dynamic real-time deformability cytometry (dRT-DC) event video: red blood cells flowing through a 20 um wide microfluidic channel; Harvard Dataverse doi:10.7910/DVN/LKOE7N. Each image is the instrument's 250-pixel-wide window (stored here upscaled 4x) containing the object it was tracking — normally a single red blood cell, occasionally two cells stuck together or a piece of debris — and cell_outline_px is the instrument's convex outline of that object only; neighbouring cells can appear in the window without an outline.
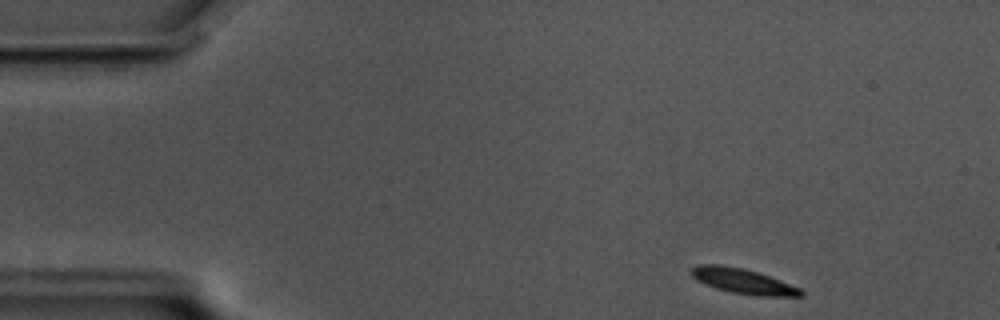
{"species": "common noctule bat (a hibernating species)", "species_latin": "Nyctalus noctula", "temperature_condition": "cold", "stored_images_in_passage": 52, "camera_frame_rate_fps": 3000, "um_per_image_px": 0.085, "animal": {"sex": "male", "body_mass_g": 17.5, "forearm_length_mm": 52.3}, "frame": {"image": 1, "passage_image": 1, "time_ms": 0.0, "image_size_px": [1000, 320], "cell_outline_px": [[804, 296], [760, 296], [732, 292], [716, 288], [704, 284], [696, 280], [688, 272], [696, 264], [720, 264], [744, 268], [768, 276], [800, 288], [804, 292]], "centroid_in_image_um": [63.1, 23.88], "position_along_channel_um": 21.9, "area_um2": 16.01}}
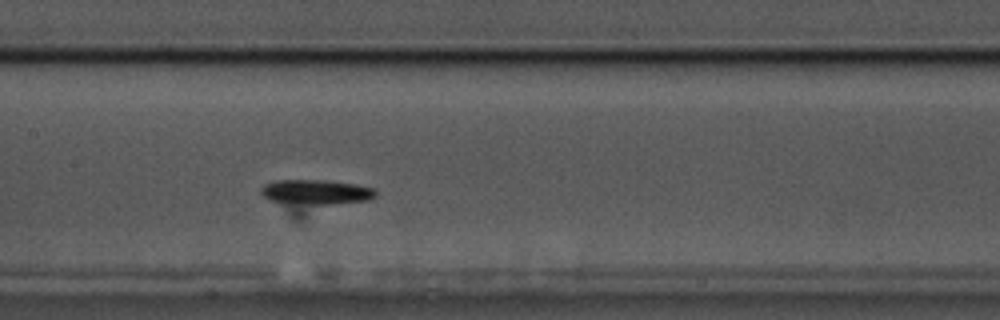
{"frame": {"image": 2, "passage_image": 22, "time_ms": 7.0, "image_size_px": [1000, 320], "cell_outline_px": [[376, 196], [368, 200], [332, 204], [308, 204], [268, 200], [260, 192], [260, 188], [264, 184], [272, 180], [328, 180], [356, 184], [372, 188], [376, 192]], "centroid_in_image_um": [26.84, 16.3], "position_along_channel_um": 180.6, "area_um2": 16.53}}
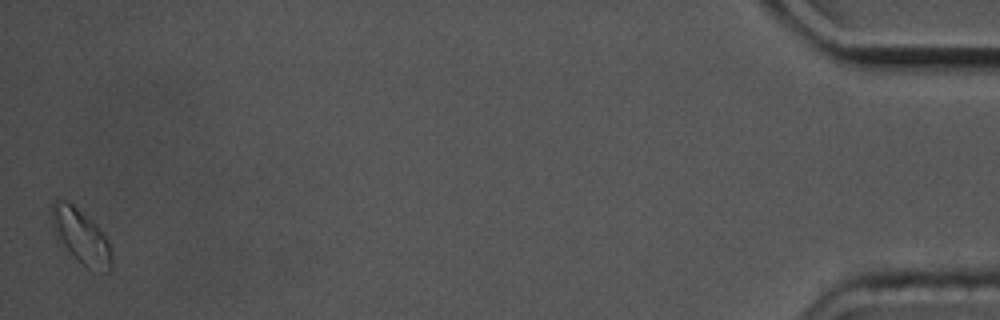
{"frame": {"image": 3, "passage_image": 52, "time_ms": 17.0, "image_size_px": [1000, 320], "cell_outline_px": [[112, 268], [108, 272], [100, 272], [88, 268], [56, 240], [52, 228], [52, 200], [56, 196], [68, 200], [96, 224], [100, 228], [108, 240], [112, 252]], "centroid_in_image_um": [6.87, 20.06], "position_along_channel_um": 428.3, "area_um2": 19.48}, "authors_computed_cell_mechanics": {"area_um2": 15.8661, "velocity_mm_per_s": 3.4121, "shape_relaxation_time_tau1_ms": 2.4732, "shape_relaxation_time_tau2_ms": null, "deformation_change_tau1": 0.1127, "deformation_change_tau2": null}}